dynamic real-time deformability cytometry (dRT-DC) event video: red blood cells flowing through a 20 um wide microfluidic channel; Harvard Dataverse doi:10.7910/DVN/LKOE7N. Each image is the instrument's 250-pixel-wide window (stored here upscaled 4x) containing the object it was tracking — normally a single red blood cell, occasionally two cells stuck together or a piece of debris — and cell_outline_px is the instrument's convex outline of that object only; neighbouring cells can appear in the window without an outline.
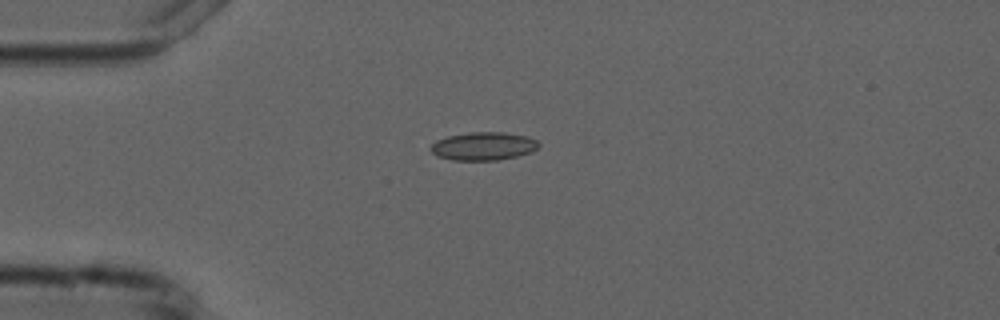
{"species": "common noctule bat (a hibernating species)", "species_latin": "Nyctalus noctula", "temperature_condition": "cold", "stored_images_in_passage": 5, "camera_frame_rate_fps": 3000, "um_per_image_px": 0.085, "animal": {"sex": "male", "forearm_length_mm": 52.5}, "frame": {"image": 1, "passage_image": 1, "time_ms": 0.0, "image_size_px": [1000, 320], "cell_outline_px": [[540, 144], [532, 152], [516, 156], [496, 160], [452, 160], [436, 156], [432, 152], [432, 144], [436, 140], [448, 136], [468, 132], [504, 132], [528, 136], [536, 140]], "centroid_in_image_um": [41.09, 12.42], "position_along_channel_um": 43.9, "area_um2": 17.69}}
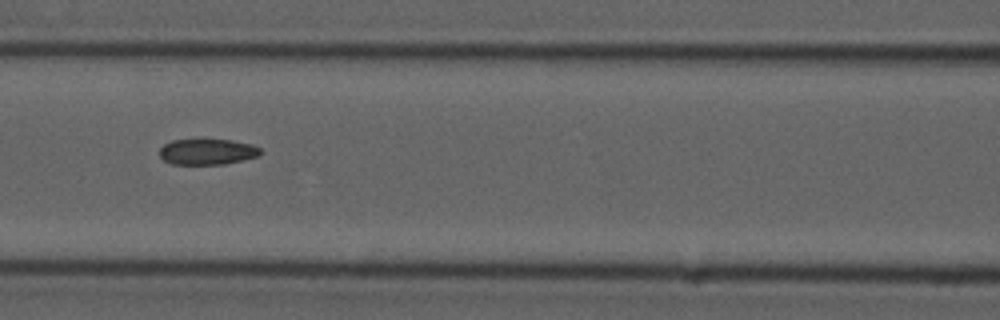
{"frame": {"image": 2, "passage_image": 4, "time_ms": 3.333, "image_size_px": [1000, 320], "cell_outline_px": [[264, 152], [260, 156], [244, 160], [224, 164], [172, 164], [164, 160], [160, 156], [160, 148], [164, 144], [172, 140], [200, 136], [232, 140], [252, 144], [260, 148]], "centroid_in_image_um": [17.65, 12.84], "position_along_channel_um": 149.0, "area_um2": 16.13}}
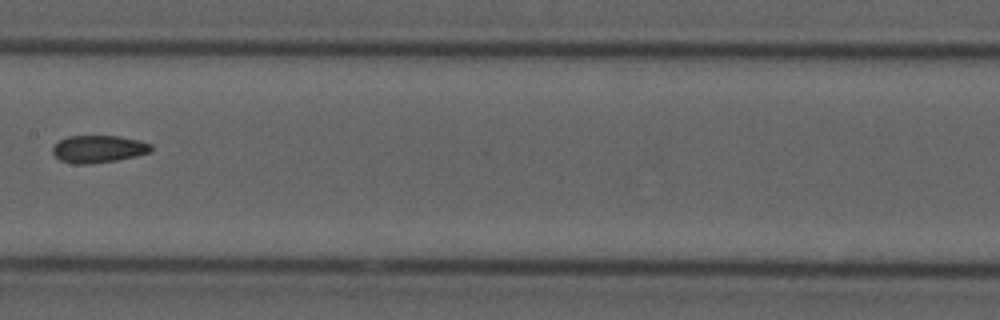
{"frame": {"image": 3, "passage_image": 5, "time_ms": 4.667, "image_size_px": [1000, 320], "cell_outline_px": [[152, 152], [136, 156], [116, 160], [88, 164], [76, 164], [60, 160], [52, 152], [52, 148], [60, 140], [68, 136], [116, 136], [140, 140], [152, 144]], "centroid_in_image_um": [8.4, 12.66], "position_along_channel_um": 199.0, "area_um2": 15.66}}